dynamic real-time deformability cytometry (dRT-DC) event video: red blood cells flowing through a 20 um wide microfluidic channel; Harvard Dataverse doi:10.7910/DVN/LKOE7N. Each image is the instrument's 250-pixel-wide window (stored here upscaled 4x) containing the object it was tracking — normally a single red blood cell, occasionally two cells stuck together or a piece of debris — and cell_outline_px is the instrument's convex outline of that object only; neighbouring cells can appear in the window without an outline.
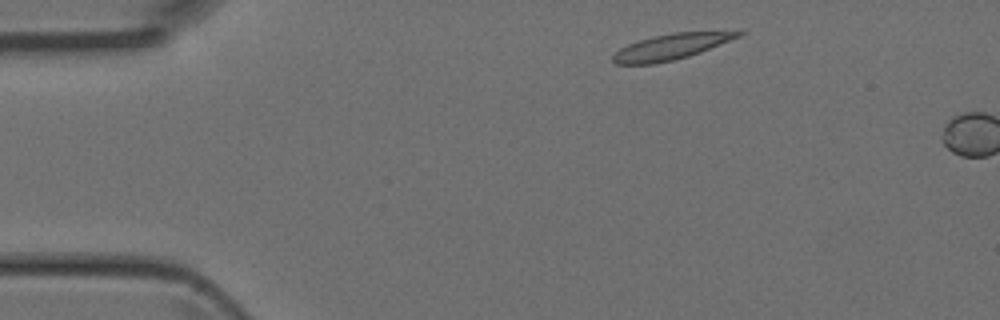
{"species": "Egyptian fruit bat (a non-hibernating species)", "species_latin": "Rousettus aegyptiacus", "temperature_condition": "room temperature", "stored_images_in_passage": 2, "camera_frame_rate_fps": 3000, "um_per_image_px": 0.085, "animal": {"sex": "female"}, "frame": {"image": 1, "passage_image": 1, "time_ms": 0.0, "image_size_px": [1000, 320], "cell_outline_px": [[744, 32], [740, 36], [700, 52], [688, 56], [672, 60], [652, 64], [616, 64], [612, 60], [612, 56], [620, 48], [628, 44], [652, 36], [672, 32], [744, 28]], "centroid_in_image_um": [57.18, 3.91], "position_along_channel_um": 27.8, "area_um2": 19.36}}